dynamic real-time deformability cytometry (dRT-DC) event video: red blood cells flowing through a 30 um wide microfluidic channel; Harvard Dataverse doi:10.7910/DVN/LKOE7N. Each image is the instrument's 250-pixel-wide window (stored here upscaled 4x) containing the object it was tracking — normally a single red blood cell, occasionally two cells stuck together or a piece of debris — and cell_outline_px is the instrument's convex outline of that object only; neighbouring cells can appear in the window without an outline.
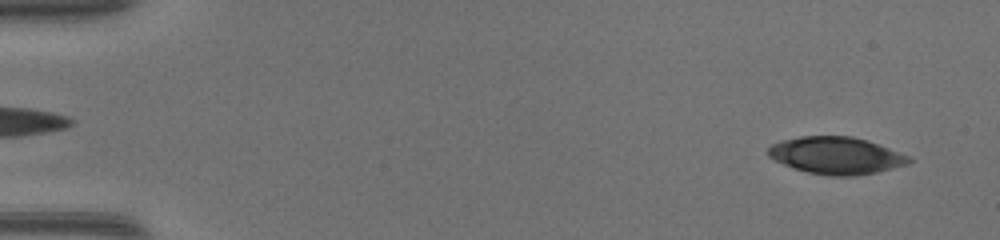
{"species": "common noctule bat (a hibernating species)", "species_latin": "Nyctalus noctula", "temperature_condition": "warm", "stored_images_in_passage": 49, "camera_frame_rate_fps": 3000, "um_per_image_px": 0.085, "animal": {"sex": "female", "body_mass_g": 17.0, "forearm_length_mm": 48.0}, "frame": {"image": 1, "passage_image": 1, "time_ms": 0.0, "image_size_px": [1000, 240], "cell_outline_px": [[912, 160], [908, 164], [876, 172], [856, 176], [832, 176], [808, 172], [784, 164], [768, 156], [768, 148], [772, 144], [780, 140], [800, 136], [852, 136], [888, 148], [908, 156]], "centroid_in_image_um": [71.05, 13.21], "position_along_channel_um": 14.0, "area_um2": 30.06}}
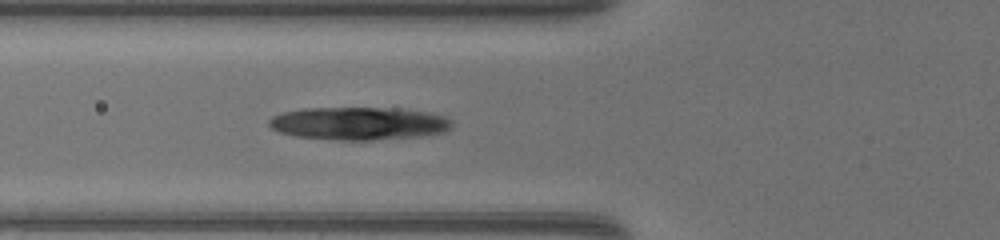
{"frame": {"image": 2, "passage_image": 17, "time_ms": 5.333, "image_size_px": [1000, 240], "cell_outline_px": [[452, 128], [444, 132], [420, 136], [372, 140], [336, 140], [296, 136], [280, 132], [272, 128], [268, 124], [268, 120], [272, 116], [284, 112], [304, 108], [396, 108], [428, 112], [444, 116], [452, 120]], "centroid_in_image_um": [30.52, 10.49], "position_along_channel_um": 95.3, "area_um2": 35.14}}
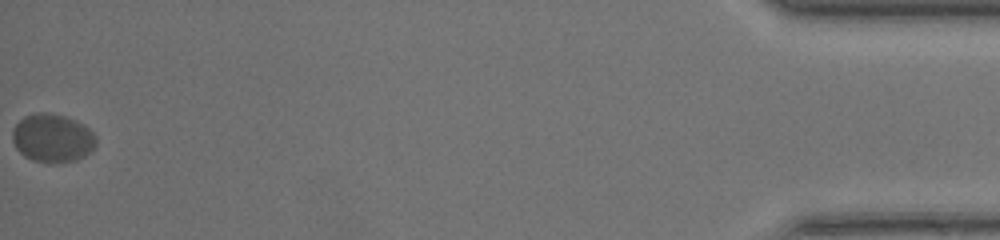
{"frame": {"image": 3, "passage_image": 49, "time_ms": 16.0, "image_size_px": [1000, 240], "cell_outline_px": [[96, 144], [84, 156], [76, 160], [48, 164], [32, 160], [24, 156], [16, 148], [12, 140], [12, 128], [24, 116], [36, 112], [48, 112], [64, 116], [76, 120], [84, 124], [96, 136]], "centroid_in_image_um": [4.43, 11.73], "position_along_channel_um": 430.8, "area_um2": 23.81}}